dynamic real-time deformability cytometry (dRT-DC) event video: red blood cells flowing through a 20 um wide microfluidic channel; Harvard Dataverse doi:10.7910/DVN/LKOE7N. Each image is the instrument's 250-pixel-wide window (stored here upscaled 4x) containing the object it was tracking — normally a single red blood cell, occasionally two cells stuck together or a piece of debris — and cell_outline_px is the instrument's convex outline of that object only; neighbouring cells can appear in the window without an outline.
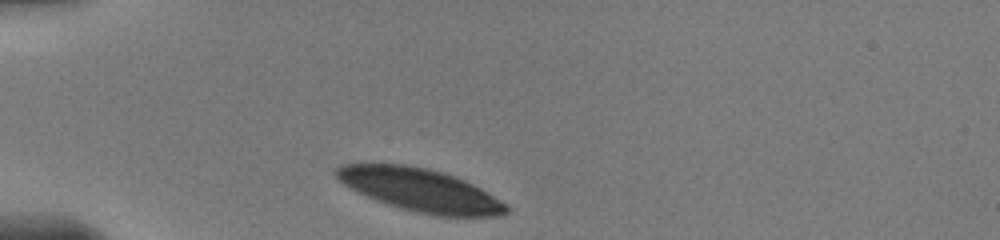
{"species": "human", "species_latin": "Homo sapiens", "temperature_condition": "warm", "stored_images_in_passage": 6, "camera_frame_rate_fps": 3000, "um_per_image_px": 0.085, "donor": {"sex": "male"}, "frame": {"image": 1, "passage_image": 1, "time_ms": 0.0, "image_size_px": [1000, 240], "cell_outline_px": [[508, 212], [496, 216], [432, 216], [400, 208], [376, 200], [348, 188], [332, 172], [336, 168], [344, 164], [408, 164], [428, 168], [444, 172], [456, 176], [480, 188], [508, 204]], "centroid_in_image_um": [35.72, 16.15], "position_along_channel_um": 49.3, "area_um2": 42.6}}